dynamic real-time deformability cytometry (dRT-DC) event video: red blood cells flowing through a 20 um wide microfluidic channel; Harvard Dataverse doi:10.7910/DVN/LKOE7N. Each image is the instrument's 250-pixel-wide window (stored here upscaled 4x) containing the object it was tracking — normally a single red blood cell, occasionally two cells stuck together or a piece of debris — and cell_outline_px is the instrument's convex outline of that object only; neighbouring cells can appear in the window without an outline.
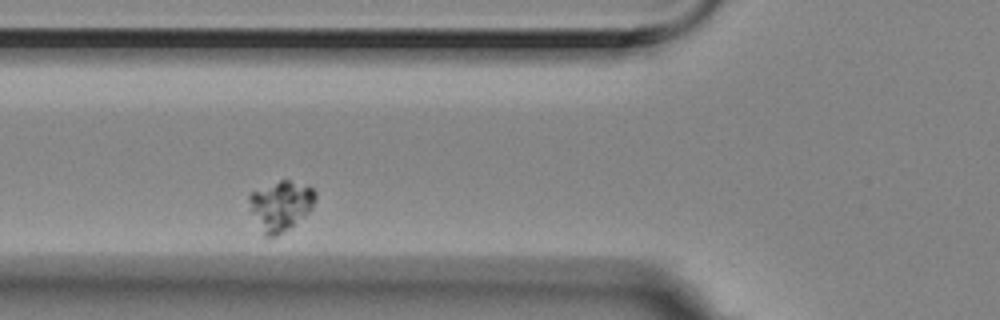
{"species": "Egyptian fruit bat (a non-hibernating species)", "species_latin": "Rousettus aegyptiacus", "temperature_condition": "room temperature", "stored_images_in_passage": 4, "camera_frame_rate_fps": 3000, "um_per_image_px": 0.085, "animal": {"sex": "female"}, "frame": {"image": 1, "passage_image": 2, "time_ms": 0.333, "image_size_px": [1000, 320], "cell_outline_px": [[316, 196], [312, 208], [304, 216], [288, 228], [276, 236], [264, 236], [252, 212], [248, 200], [248, 196], [252, 192], [280, 180], [288, 180], [308, 184], [316, 192]], "centroid_in_image_um": [23.88, 17.45], "position_along_channel_um": 101.9, "area_um2": 18.9}}
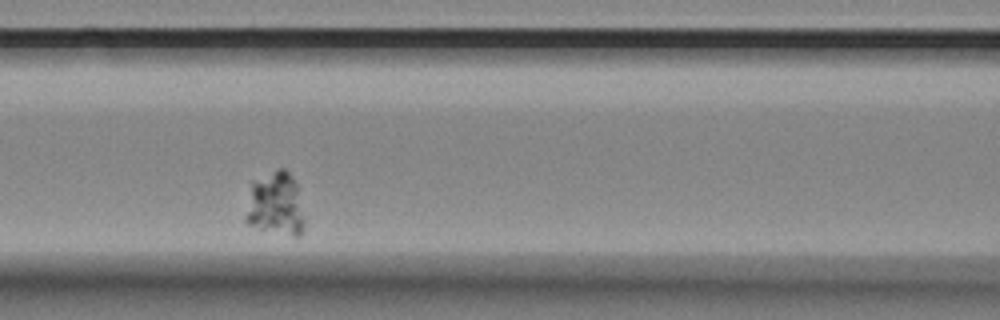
{"frame": {"image": 2, "passage_image": 3, "time_ms": 0.667, "image_size_px": [1000, 320], "cell_outline_px": [[304, 228], [300, 236], [292, 236], [260, 228], [248, 224], [244, 220], [244, 216], [252, 180], [280, 168], [284, 168], [296, 180], [304, 216]], "centroid_in_image_um": [23.42, 17.34], "position_along_channel_um": 143.2, "area_um2": 21.96}}
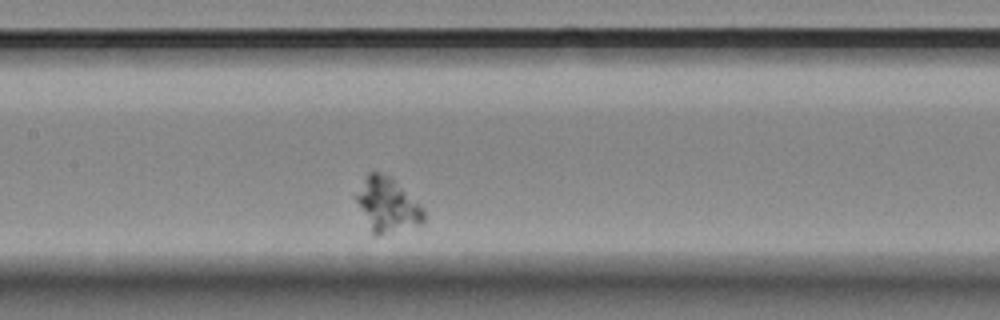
{"frame": {"image": 3, "passage_image": 4, "time_ms": 1.0, "image_size_px": [1000, 320], "cell_outline_px": [[424, 220], [420, 224], [392, 232], [376, 236], [372, 232], [352, 196], [368, 172], [380, 172], [396, 180], [424, 208]], "centroid_in_image_um": [32.88, 17.38], "position_along_channel_um": 174.5, "area_um2": 21.5}}